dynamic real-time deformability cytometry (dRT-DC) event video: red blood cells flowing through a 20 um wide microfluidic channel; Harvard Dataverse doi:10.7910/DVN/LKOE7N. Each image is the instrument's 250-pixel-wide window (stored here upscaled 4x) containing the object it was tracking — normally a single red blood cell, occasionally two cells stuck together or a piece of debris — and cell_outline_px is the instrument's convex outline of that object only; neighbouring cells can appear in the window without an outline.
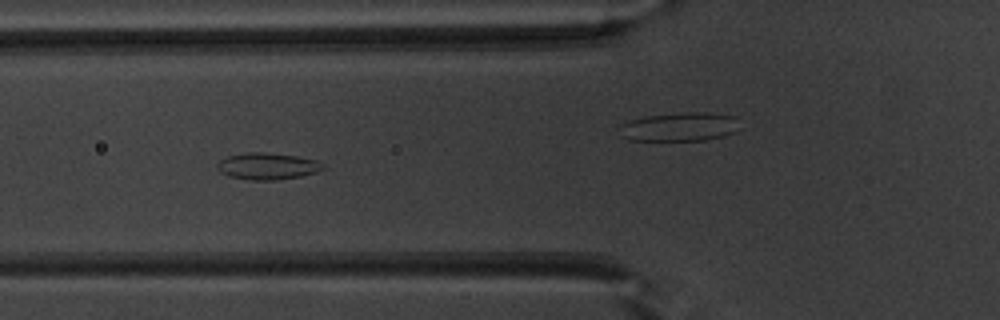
{"species": "common noctule bat (a hibernating species)", "species_latin": "Nyctalus noctula", "temperature_condition": "warm", "stored_images_in_passage": 51, "camera_frame_rate_fps": 3000, "um_per_image_px": 0.085, "animal": {"sex": "male", "body_mass_g": 20.1, "forearm_length_mm": 53.5}, "frame": {"image": 1, "passage_image": 19, "time_ms": 6.0, "image_size_px": [1000, 320], "cell_outline_px": [[324, 168], [316, 172], [300, 176], [276, 180], [248, 180], [228, 176], [220, 172], [216, 168], [216, 164], [220, 160], [228, 156], [248, 152], [260, 152], [296, 156], [316, 160], [324, 164]], "centroid_in_image_um": [22.69, 14.13], "position_along_channel_um": 103.1, "area_um2": 16.42}}
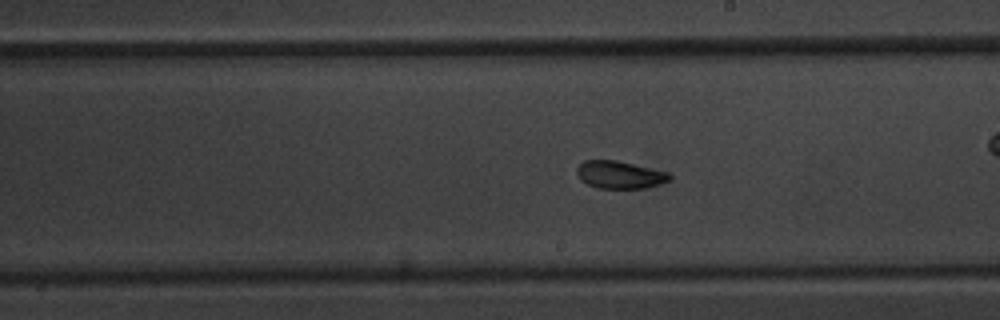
{"frame": {"image": 2, "passage_image": 29, "time_ms": 9.333, "image_size_px": [1000, 320], "cell_outline_px": [[672, 180], [660, 184], [644, 188], [596, 188], [580, 180], [576, 172], [576, 168], [584, 160], [616, 160], [668, 172], [672, 176]], "centroid_in_image_um": [52.68, 14.85], "position_along_channel_um": 236.3, "area_um2": 14.97}}
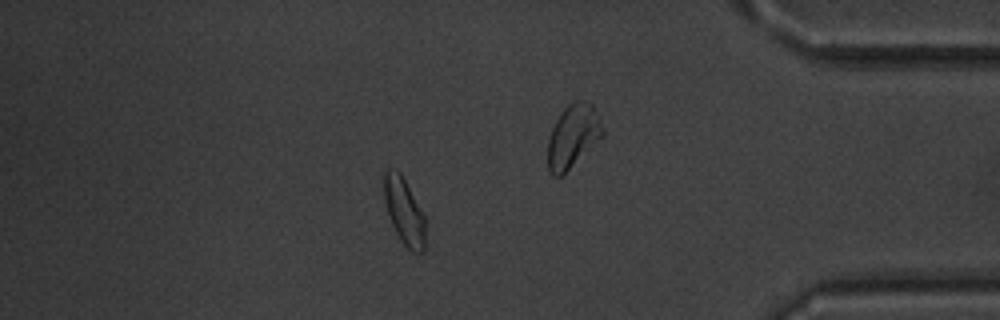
{"frame": {"image": 3, "passage_image": 44, "time_ms": 14.333, "image_size_px": [1000, 320], "cell_outline_px": [[424, 252], [412, 252], [400, 240], [392, 224], [384, 200], [384, 168], [396, 168], [400, 172], [424, 216]], "centroid_in_image_um": [34.32, 17.92], "position_along_channel_um": 400.9, "area_um2": 15.72}, "authors_computed_cell_mechanics": {"area_um2": 16.2418, "velocity_mm_per_s": 3.9938, "shape_relaxation_time_tau1_ms": 2.868, "shape_relaxation_time_tau2_ms": 1.7925, "deformation_change_tau1": 0.0777, "deformation_change_tau2": 0.0674}}